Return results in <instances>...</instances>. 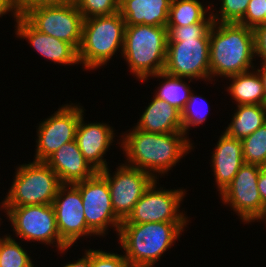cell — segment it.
Listing matches in <instances>:
<instances>
[{"mask_svg":"<svg viewBox=\"0 0 266 267\" xmlns=\"http://www.w3.org/2000/svg\"><path fill=\"white\" fill-rule=\"evenodd\" d=\"M126 132L117 143L127 158L125 164L148 172L154 179L167 174L194 149L184 132L148 133L135 126Z\"/></svg>","mask_w":266,"mask_h":267,"instance_id":"6da1fadb","label":"cell"},{"mask_svg":"<svg viewBox=\"0 0 266 267\" xmlns=\"http://www.w3.org/2000/svg\"><path fill=\"white\" fill-rule=\"evenodd\" d=\"M210 14L204 21L186 26H166L168 45L164 72L189 79L211 81L209 47L210 29L213 25Z\"/></svg>","mask_w":266,"mask_h":267,"instance_id":"7a4b0ae2","label":"cell"},{"mask_svg":"<svg viewBox=\"0 0 266 267\" xmlns=\"http://www.w3.org/2000/svg\"><path fill=\"white\" fill-rule=\"evenodd\" d=\"M253 29L239 23L214 22L210 29L209 63L213 78H227L254 69Z\"/></svg>","mask_w":266,"mask_h":267,"instance_id":"3957f363","label":"cell"},{"mask_svg":"<svg viewBox=\"0 0 266 267\" xmlns=\"http://www.w3.org/2000/svg\"><path fill=\"white\" fill-rule=\"evenodd\" d=\"M188 222L121 223L120 249L132 267H155L180 238ZM168 249V250H167Z\"/></svg>","mask_w":266,"mask_h":267,"instance_id":"277c9868","label":"cell"},{"mask_svg":"<svg viewBox=\"0 0 266 267\" xmlns=\"http://www.w3.org/2000/svg\"><path fill=\"white\" fill-rule=\"evenodd\" d=\"M168 30L163 26L126 25L121 57L140 82L163 72L166 62ZM146 80V81H145Z\"/></svg>","mask_w":266,"mask_h":267,"instance_id":"5b68a950","label":"cell"},{"mask_svg":"<svg viewBox=\"0 0 266 267\" xmlns=\"http://www.w3.org/2000/svg\"><path fill=\"white\" fill-rule=\"evenodd\" d=\"M125 20L120 12L84 19L78 50L79 64L86 70L107 65L117 51H123Z\"/></svg>","mask_w":266,"mask_h":267,"instance_id":"8992f818","label":"cell"},{"mask_svg":"<svg viewBox=\"0 0 266 267\" xmlns=\"http://www.w3.org/2000/svg\"><path fill=\"white\" fill-rule=\"evenodd\" d=\"M0 210L6 207L52 204L62 185L58 175L45 162L20 164Z\"/></svg>","mask_w":266,"mask_h":267,"instance_id":"52a82bcc","label":"cell"},{"mask_svg":"<svg viewBox=\"0 0 266 267\" xmlns=\"http://www.w3.org/2000/svg\"><path fill=\"white\" fill-rule=\"evenodd\" d=\"M5 215L20 240L52 244L62 254L70 249L59 235L52 204L6 207Z\"/></svg>","mask_w":266,"mask_h":267,"instance_id":"ba28073f","label":"cell"},{"mask_svg":"<svg viewBox=\"0 0 266 267\" xmlns=\"http://www.w3.org/2000/svg\"><path fill=\"white\" fill-rule=\"evenodd\" d=\"M262 166L244 163L233 180L220 193V199L239 216L243 223L263 222L266 208L263 206L257 182Z\"/></svg>","mask_w":266,"mask_h":267,"instance_id":"9c48e42d","label":"cell"},{"mask_svg":"<svg viewBox=\"0 0 266 267\" xmlns=\"http://www.w3.org/2000/svg\"><path fill=\"white\" fill-rule=\"evenodd\" d=\"M157 179L146 189L132 212L122 223L189 222L188 216L180 212L186 189H163L157 187Z\"/></svg>","mask_w":266,"mask_h":267,"instance_id":"30bf717a","label":"cell"},{"mask_svg":"<svg viewBox=\"0 0 266 267\" xmlns=\"http://www.w3.org/2000/svg\"><path fill=\"white\" fill-rule=\"evenodd\" d=\"M22 16L39 32L63 40L79 50L84 19L75 4L32 7Z\"/></svg>","mask_w":266,"mask_h":267,"instance_id":"8fae6325","label":"cell"},{"mask_svg":"<svg viewBox=\"0 0 266 267\" xmlns=\"http://www.w3.org/2000/svg\"><path fill=\"white\" fill-rule=\"evenodd\" d=\"M74 185L80 190L87 227L97 237H104L110 226L118 236L122 221L114 212L107 180L97 172Z\"/></svg>","mask_w":266,"mask_h":267,"instance_id":"7c38bea8","label":"cell"},{"mask_svg":"<svg viewBox=\"0 0 266 267\" xmlns=\"http://www.w3.org/2000/svg\"><path fill=\"white\" fill-rule=\"evenodd\" d=\"M80 103L62 105L51 116L37 126L36 153L34 161L45 162L62 145L74 141L81 116L84 113Z\"/></svg>","mask_w":266,"mask_h":267,"instance_id":"4fadbf2b","label":"cell"},{"mask_svg":"<svg viewBox=\"0 0 266 267\" xmlns=\"http://www.w3.org/2000/svg\"><path fill=\"white\" fill-rule=\"evenodd\" d=\"M120 164L113 175L108 167L99 173L107 180L116 216L124 221L155 179L146 171Z\"/></svg>","mask_w":266,"mask_h":267,"instance_id":"5bb4252c","label":"cell"},{"mask_svg":"<svg viewBox=\"0 0 266 267\" xmlns=\"http://www.w3.org/2000/svg\"><path fill=\"white\" fill-rule=\"evenodd\" d=\"M52 206L59 235L69 247L77 243L80 237L95 236L87 227L80 190L74 184H62Z\"/></svg>","mask_w":266,"mask_h":267,"instance_id":"9a60e30c","label":"cell"},{"mask_svg":"<svg viewBox=\"0 0 266 267\" xmlns=\"http://www.w3.org/2000/svg\"><path fill=\"white\" fill-rule=\"evenodd\" d=\"M114 131L107 123H85L84 114L80 118L75 140L84 158L97 172L109 167L104 157L113 145L116 135Z\"/></svg>","mask_w":266,"mask_h":267,"instance_id":"2e32d148","label":"cell"},{"mask_svg":"<svg viewBox=\"0 0 266 267\" xmlns=\"http://www.w3.org/2000/svg\"><path fill=\"white\" fill-rule=\"evenodd\" d=\"M15 35L26 39L41 57L59 65H77L78 51L69 43L36 30L22 15L15 21Z\"/></svg>","mask_w":266,"mask_h":267,"instance_id":"e0dca14e","label":"cell"},{"mask_svg":"<svg viewBox=\"0 0 266 267\" xmlns=\"http://www.w3.org/2000/svg\"><path fill=\"white\" fill-rule=\"evenodd\" d=\"M45 163L62 184H74L93 177L97 171L87 162L76 140L62 145Z\"/></svg>","mask_w":266,"mask_h":267,"instance_id":"ac0fdd59","label":"cell"},{"mask_svg":"<svg viewBox=\"0 0 266 267\" xmlns=\"http://www.w3.org/2000/svg\"><path fill=\"white\" fill-rule=\"evenodd\" d=\"M213 150L210 166L215 176L217 191L220 194L245 163L242 142L239 139L229 137L223 132Z\"/></svg>","mask_w":266,"mask_h":267,"instance_id":"d6986e66","label":"cell"},{"mask_svg":"<svg viewBox=\"0 0 266 267\" xmlns=\"http://www.w3.org/2000/svg\"><path fill=\"white\" fill-rule=\"evenodd\" d=\"M172 0H120L119 12L125 25L167 26Z\"/></svg>","mask_w":266,"mask_h":267,"instance_id":"ffe728a7","label":"cell"},{"mask_svg":"<svg viewBox=\"0 0 266 267\" xmlns=\"http://www.w3.org/2000/svg\"><path fill=\"white\" fill-rule=\"evenodd\" d=\"M135 127L148 133L183 132L181 112L164 100L153 96Z\"/></svg>","mask_w":266,"mask_h":267,"instance_id":"44dd1931","label":"cell"},{"mask_svg":"<svg viewBox=\"0 0 266 267\" xmlns=\"http://www.w3.org/2000/svg\"><path fill=\"white\" fill-rule=\"evenodd\" d=\"M231 81L227 92L235 100L236 105L256 104L265 105V92L260 72L254 68L226 78Z\"/></svg>","mask_w":266,"mask_h":267,"instance_id":"7402d4cb","label":"cell"},{"mask_svg":"<svg viewBox=\"0 0 266 267\" xmlns=\"http://www.w3.org/2000/svg\"><path fill=\"white\" fill-rule=\"evenodd\" d=\"M235 109L224 131L231 138L242 140L266 123V105L243 104Z\"/></svg>","mask_w":266,"mask_h":267,"instance_id":"603a6c76","label":"cell"},{"mask_svg":"<svg viewBox=\"0 0 266 267\" xmlns=\"http://www.w3.org/2000/svg\"><path fill=\"white\" fill-rule=\"evenodd\" d=\"M152 77L163 79L160 82L161 85L157 87L158 91H155V97L164 100L181 112L189 100L191 92L193 91V89L191 90L190 85H187L185 82L186 79L184 77L169 75L164 71L151 75L150 78Z\"/></svg>","mask_w":266,"mask_h":267,"instance_id":"cb8c5ba5","label":"cell"},{"mask_svg":"<svg viewBox=\"0 0 266 267\" xmlns=\"http://www.w3.org/2000/svg\"><path fill=\"white\" fill-rule=\"evenodd\" d=\"M211 14V3L199 0H172L167 26H186L204 21Z\"/></svg>","mask_w":266,"mask_h":267,"instance_id":"d4e9b609","label":"cell"},{"mask_svg":"<svg viewBox=\"0 0 266 267\" xmlns=\"http://www.w3.org/2000/svg\"><path fill=\"white\" fill-rule=\"evenodd\" d=\"M208 109V100L200 95H195L194 91H192L189 100L181 111L182 129L186 135H188L191 127L195 128L206 122L207 116L209 115Z\"/></svg>","mask_w":266,"mask_h":267,"instance_id":"484cf974","label":"cell"},{"mask_svg":"<svg viewBox=\"0 0 266 267\" xmlns=\"http://www.w3.org/2000/svg\"><path fill=\"white\" fill-rule=\"evenodd\" d=\"M241 142L244 162L263 166L266 161V123Z\"/></svg>","mask_w":266,"mask_h":267,"instance_id":"4316f807","label":"cell"},{"mask_svg":"<svg viewBox=\"0 0 266 267\" xmlns=\"http://www.w3.org/2000/svg\"><path fill=\"white\" fill-rule=\"evenodd\" d=\"M9 235L0 248V267H36L22 244Z\"/></svg>","mask_w":266,"mask_h":267,"instance_id":"83f0119b","label":"cell"},{"mask_svg":"<svg viewBox=\"0 0 266 267\" xmlns=\"http://www.w3.org/2000/svg\"><path fill=\"white\" fill-rule=\"evenodd\" d=\"M250 0H220L221 6L215 12L211 4L213 21L217 23H239L247 10ZM214 8V9H213Z\"/></svg>","mask_w":266,"mask_h":267,"instance_id":"f1b7e54d","label":"cell"},{"mask_svg":"<svg viewBox=\"0 0 266 267\" xmlns=\"http://www.w3.org/2000/svg\"><path fill=\"white\" fill-rule=\"evenodd\" d=\"M120 0H75V6L83 16L89 19L98 16L112 15L119 11Z\"/></svg>","mask_w":266,"mask_h":267,"instance_id":"f546056e","label":"cell"},{"mask_svg":"<svg viewBox=\"0 0 266 267\" xmlns=\"http://www.w3.org/2000/svg\"><path fill=\"white\" fill-rule=\"evenodd\" d=\"M90 267H132L123 254L90 249Z\"/></svg>","mask_w":266,"mask_h":267,"instance_id":"4dcf8cb0","label":"cell"},{"mask_svg":"<svg viewBox=\"0 0 266 267\" xmlns=\"http://www.w3.org/2000/svg\"><path fill=\"white\" fill-rule=\"evenodd\" d=\"M266 0H250L243 19L239 24L248 28L265 24Z\"/></svg>","mask_w":266,"mask_h":267,"instance_id":"1f68e13d","label":"cell"},{"mask_svg":"<svg viewBox=\"0 0 266 267\" xmlns=\"http://www.w3.org/2000/svg\"><path fill=\"white\" fill-rule=\"evenodd\" d=\"M255 56L260 58L261 64H266V23L253 29Z\"/></svg>","mask_w":266,"mask_h":267,"instance_id":"d6a6232c","label":"cell"},{"mask_svg":"<svg viewBox=\"0 0 266 267\" xmlns=\"http://www.w3.org/2000/svg\"><path fill=\"white\" fill-rule=\"evenodd\" d=\"M20 15H23L29 8L37 6L69 5L75 4V0H16Z\"/></svg>","mask_w":266,"mask_h":267,"instance_id":"836d02e7","label":"cell"},{"mask_svg":"<svg viewBox=\"0 0 266 267\" xmlns=\"http://www.w3.org/2000/svg\"><path fill=\"white\" fill-rule=\"evenodd\" d=\"M11 13L14 20L16 21L20 13L17 8L16 0H0V17Z\"/></svg>","mask_w":266,"mask_h":267,"instance_id":"e575fe53","label":"cell"},{"mask_svg":"<svg viewBox=\"0 0 266 267\" xmlns=\"http://www.w3.org/2000/svg\"><path fill=\"white\" fill-rule=\"evenodd\" d=\"M257 187L263 202V206L266 208V170L263 168H261L259 172Z\"/></svg>","mask_w":266,"mask_h":267,"instance_id":"d590c367","label":"cell"},{"mask_svg":"<svg viewBox=\"0 0 266 267\" xmlns=\"http://www.w3.org/2000/svg\"><path fill=\"white\" fill-rule=\"evenodd\" d=\"M65 265V266H64ZM62 267H90V249H85V253L82 258H78L74 262H68Z\"/></svg>","mask_w":266,"mask_h":267,"instance_id":"8d00e7d4","label":"cell"},{"mask_svg":"<svg viewBox=\"0 0 266 267\" xmlns=\"http://www.w3.org/2000/svg\"><path fill=\"white\" fill-rule=\"evenodd\" d=\"M257 70L260 72V76L263 81V87H264V92H265V105H266V64H260V69L258 66Z\"/></svg>","mask_w":266,"mask_h":267,"instance_id":"74e56055","label":"cell"},{"mask_svg":"<svg viewBox=\"0 0 266 267\" xmlns=\"http://www.w3.org/2000/svg\"><path fill=\"white\" fill-rule=\"evenodd\" d=\"M8 236H9V234L4 235V237L2 236V238L0 237V248H1L2 244H3V242L5 241V239H6Z\"/></svg>","mask_w":266,"mask_h":267,"instance_id":"f35d334b","label":"cell"},{"mask_svg":"<svg viewBox=\"0 0 266 267\" xmlns=\"http://www.w3.org/2000/svg\"><path fill=\"white\" fill-rule=\"evenodd\" d=\"M262 168L266 170V161H265V163L263 164Z\"/></svg>","mask_w":266,"mask_h":267,"instance_id":"ab89813d","label":"cell"}]
</instances>
